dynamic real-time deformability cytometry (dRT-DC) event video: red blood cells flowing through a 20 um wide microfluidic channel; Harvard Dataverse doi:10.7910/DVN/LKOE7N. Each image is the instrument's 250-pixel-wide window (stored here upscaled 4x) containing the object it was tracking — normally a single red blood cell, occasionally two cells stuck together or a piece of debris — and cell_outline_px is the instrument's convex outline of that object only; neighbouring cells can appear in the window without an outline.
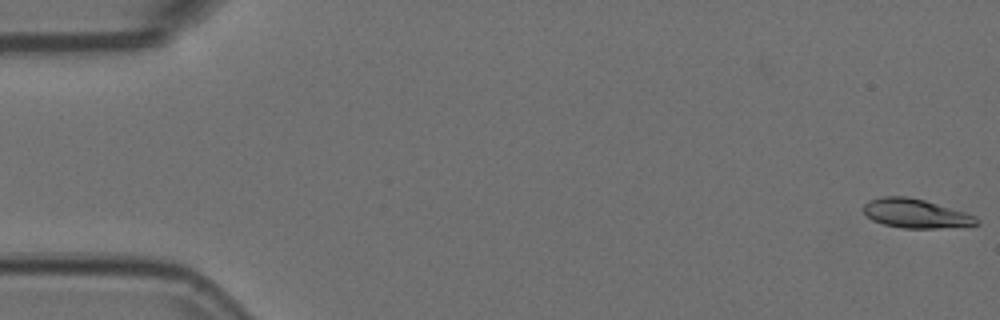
{"species": "Egyptian fruit bat (a non-hibernating species)", "species_latin": "Rousettus aegyptiacus", "temperature_condition": "room temperature", "stored_images_in_passage": 55, "camera_frame_rate_fps": 3000, "um_per_image_px": 0.085, "animal": {"sex": "female"}, "frame": {"image": 1, "passage_image": 1, "time_ms": 0.0, "image_size_px": [1000, 320], "cell_outline_px": [[980, 224], [936, 228], [904, 228], [884, 224], [872, 220], [864, 212], [864, 204], [868, 200], [880, 196], [908, 196], [924, 200], [964, 212], [976, 216], [980, 220]], "centroid_in_image_um": [77.81, 18.13], "position_along_channel_um": 7.2, "area_um2": 19.02}}
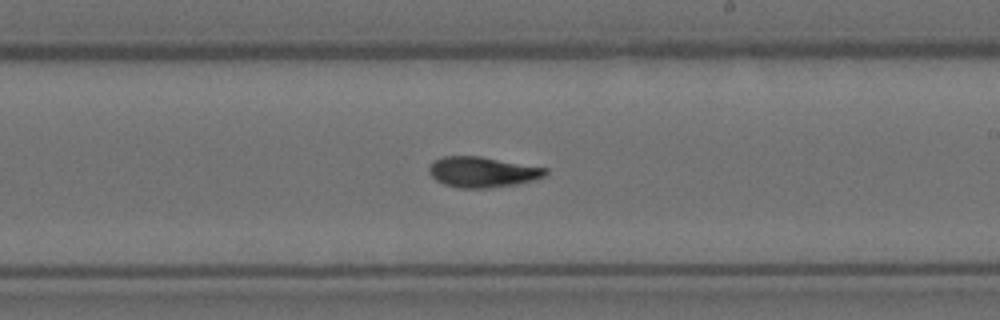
{"frame": {"image": 2, "passage_image": 32, "time_ms": 10.333, "image_size_px": [1000, 320], "cell_outline_px": [[548, 172], [544, 176], [536, 180], [516, 184], [488, 188], [460, 188], [444, 184], [436, 180], [428, 172], [428, 168], [436, 160], [444, 156], [480, 156], [548, 168]], "centroid_in_image_um": [41.03, 14.62], "position_along_channel_um": 248.0, "area_um2": 20.69}}
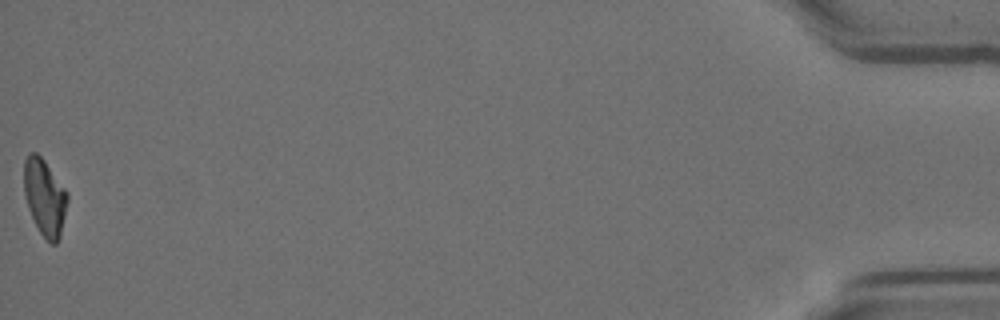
{"frame": {"image": 3, "passage_image": 55, "time_ms": 18.0, "image_size_px": [1000, 320], "cell_outline_px": [[68, 200], [60, 236], [56, 244], [52, 244], [40, 232], [28, 208], [24, 192], [24, 160], [28, 152], [36, 152], [44, 160], [68, 192]], "centroid_in_image_um": [3.8, 16.73], "position_along_channel_um": 431.4, "area_um2": 19.25}, "authors_computed_cell_mechanics": {"area_um2": 20.1144, "velocity_mm_per_s": 3.7206, "shape_relaxation_time_tau1_ms": null, "shape_relaxation_time_tau2_ms": 3.8001, "deformation_change_tau1": null, "deformation_change_tau2": 0.0987}}